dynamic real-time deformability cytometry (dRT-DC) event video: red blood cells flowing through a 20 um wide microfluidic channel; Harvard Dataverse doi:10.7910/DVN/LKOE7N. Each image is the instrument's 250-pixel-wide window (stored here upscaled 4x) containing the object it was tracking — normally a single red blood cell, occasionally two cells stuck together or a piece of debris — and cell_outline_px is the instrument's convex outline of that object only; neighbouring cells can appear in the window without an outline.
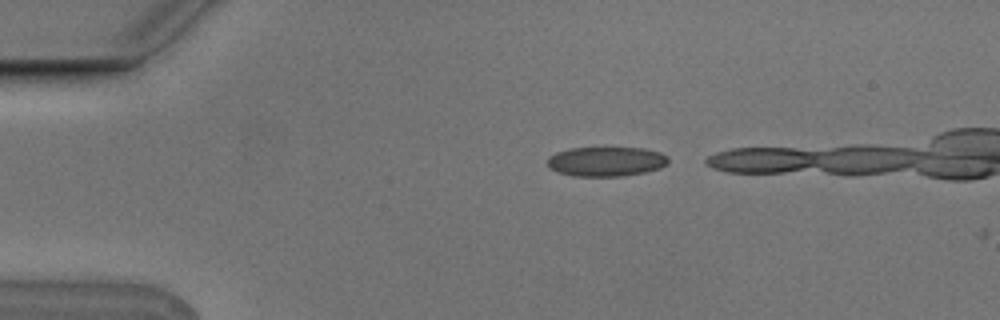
{"species": "Egyptian fruit bat (a non-hibernating species)", "species_latin": "Rousettus aegyptiacus", "temperature_condition": "cold", "stored_images_in_passage": 2, "camera_frame_rate_fps": 3000, "um_per_image_px": 0.085, "animal": {"sex": "male"}, "frame": {"image": 1, "passage_image": 1, "time_ms": 0.0, "image_size_px": [1000, 320], "cell_outline_px": [[668, 164], [660, 168], [644, 172], [620, 176], [572, 176], [556, 172], [548, 168], [548, 156], [556, 152], [572, 148], [644, 148], [660, 152], [668, 156]], "centroid_in_image_um": [51.51, 13.73], "position_along_channel_um": 33.5, "area_um2": 20.92}}